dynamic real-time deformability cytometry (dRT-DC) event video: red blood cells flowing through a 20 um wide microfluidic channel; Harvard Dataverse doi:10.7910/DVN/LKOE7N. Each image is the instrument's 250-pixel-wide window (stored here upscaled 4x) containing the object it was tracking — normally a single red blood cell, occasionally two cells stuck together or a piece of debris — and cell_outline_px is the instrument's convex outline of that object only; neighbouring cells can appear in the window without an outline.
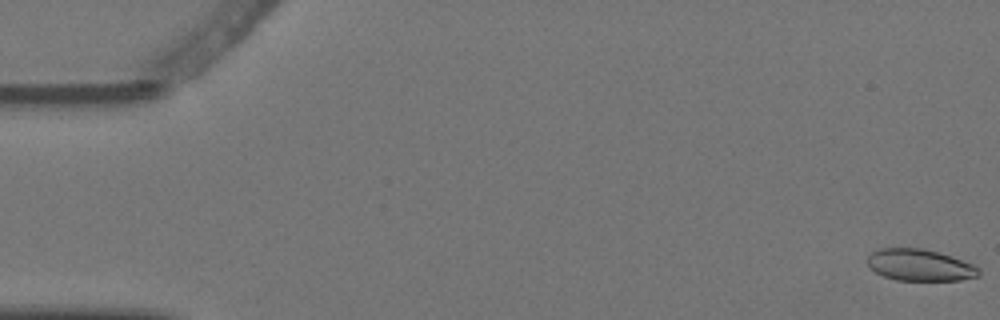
{"species": "Egyptian fruit bat (a non-hibernating species)", "species_latin": "Rousettus aegyptiacus", "temperature_condition": "warm", "stored_images_in_passage": 5, "camera_frame_rate_fps": 3000, "um_per_image_px": 0.085, "animal": {"sex": "female"}, "frame": {"image": 1, "passage_image": 1, "time_ms": 0.0, "image_size_px": [1000, 320], "cell_outline_px": [[980, 276], [960, 280], [896, 280], [884, 276], [868, 268], [864, 260], [872, 252], [880, 248], [924, 248], [940, 252], [952, 256], [972, 264], [980, 268]], "centroid_in_image_um": [78.16, 22.52], "position_along_channel_um": 6.8, "area_um2": 20.87}}
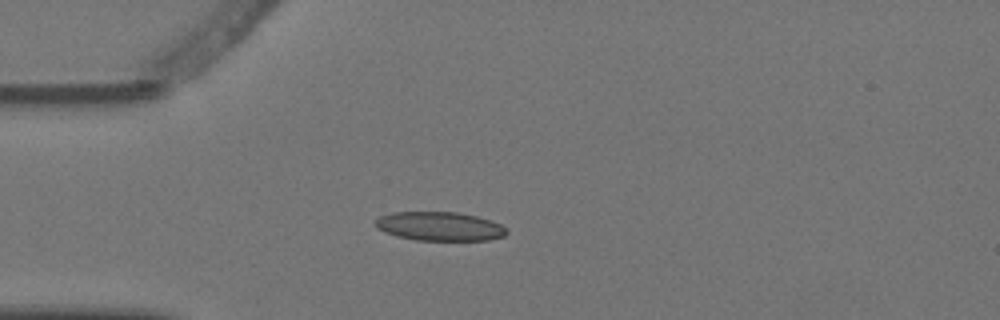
{"frame": {"image": 2, "passage_image": 4, "time_ms": 1.0, "image_size_px": [1000, 320], "cell_outline_px": [[508, 232], [504, 236], [488, 240], [416, 240], [396, 236], [384, 232], [376, 228], [376, 220], [380, 216], [392, 212], [460, 212], [492, 220], [508, 228]], "centroid_in_image_um": [37.39, 19.23], "position_along_channel_um": 47.6, "area_um2": 22.25}}